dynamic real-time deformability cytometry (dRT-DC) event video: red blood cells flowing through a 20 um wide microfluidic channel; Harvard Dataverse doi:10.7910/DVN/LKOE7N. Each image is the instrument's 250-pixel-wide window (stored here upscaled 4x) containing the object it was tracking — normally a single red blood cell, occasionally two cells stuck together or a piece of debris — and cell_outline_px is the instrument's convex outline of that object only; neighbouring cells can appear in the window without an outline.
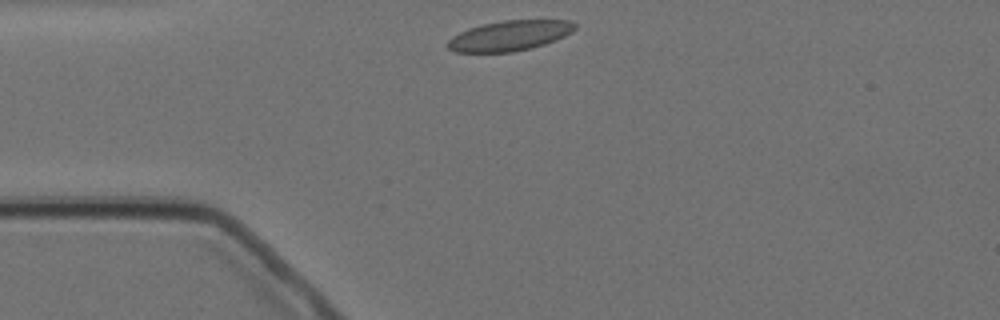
{"species": "Egyptian fruit bat (a non-hibernating species)", "species_latin": "Rousettus aegyptiacus", "temperature_condition": "cold", "stored_images_in_passage": 3, "camera_frame_rate_fps": 3000, "um_per_image_px": 0.085, "animal": {"sex": "female"}, "frame": {"image": 1, "passage_image": 1, "time_ms": 0.0, "image_size_px": [1000, 320], "cell_outline_px": [[576, 28], [572, 32], [556, 40], [532, 48], [512, 52], [456, 52], [448, 48], [444, 44], [452, 36], [468, 28], [500, 20], [568, 20], [576, 24]], "centroid_in_image_um": [43.3, 3.03], "position_along_channel_um": 41.7, "area_um2": 22.48}}
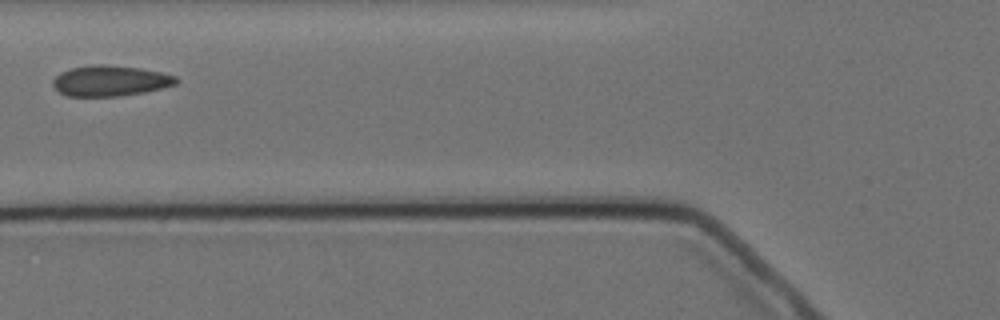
{"frame": {"image": 2, "passage_image": 3, "time_ms": 2.667, "image_size_px": [1000, 320], "cell_outline_px": [[180, 80], [176, 84], [164, 88], [144, 92], [120, 96], [68, 96], [60, 92], [52, 84], [52, 80], [60, 72], [72, 68], [96, 64], [104, 64], [140, 68], [160, 72], [176, 76]], "centroid_in_image_um": [9.39, 6.87], "position_along_channel_um": 116.4, "area_um2": 22.02}}